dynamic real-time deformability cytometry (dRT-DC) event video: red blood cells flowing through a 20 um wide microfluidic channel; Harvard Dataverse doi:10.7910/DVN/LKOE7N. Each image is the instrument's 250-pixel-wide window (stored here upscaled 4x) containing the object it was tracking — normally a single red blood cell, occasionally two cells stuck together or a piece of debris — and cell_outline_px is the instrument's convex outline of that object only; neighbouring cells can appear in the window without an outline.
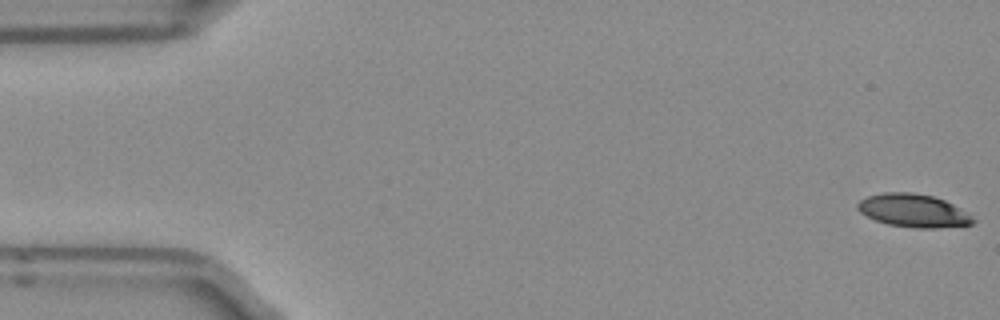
{"species": "Egyptian fruit bat (a non-hibernating species)", "species_latin": "Rousettus aegyptiacus", "temperature_condition": "room temperature", "stored_images_in_passage": 14, "camera_frame_rate_fps": 3000, "um_per_image_px": 0.085, "frame": {"image": 1, "passage_image": 1, "time_ms": 0.0, "image_size_px": [1000, 320], "cell_outline_px": [[976, 220], [972, 224], [936, 228], [916, 228], [888, 224], [876, 220], [860, 212], [856, 208], [856, 204], [860, 200], [868, 196], [884, 192], [912, 192], [932, 196], [944, 200], [952, 204], [972, 216]], "centroid_in_image_um": [77.61, 17.9], "position_along_channel_um": 7.4, "area_um2": 22.08}}
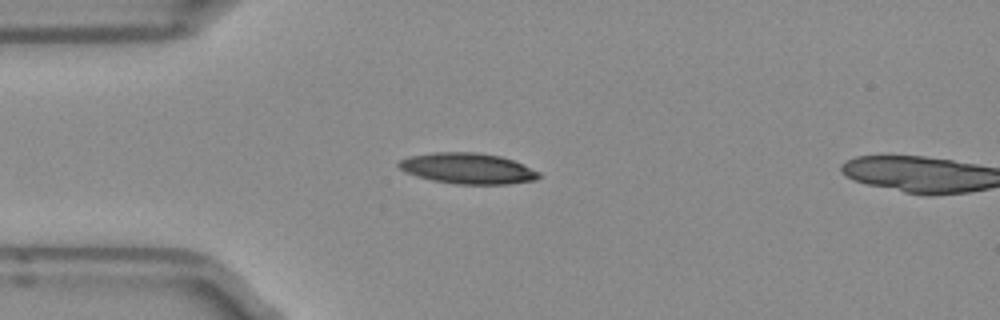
{"frame": {"image": 2, "passage_image": 13, "time_ms": 4.0, "image_size_px": [1000, 320], "cell_outline_px": [[540, 176], [536, 180], [508, 184], [456, 184], [432, 180], [416, 176], [404, 172], [396, 164], [400, 160], [408, 156], [432, 152], [476, 152], [500, 156], [512, 160], [540, 172]], "centroid_in_image_um": [39.72, 14.31], "position_along_channel_um": 45.3, "area_um2": 25.2}}